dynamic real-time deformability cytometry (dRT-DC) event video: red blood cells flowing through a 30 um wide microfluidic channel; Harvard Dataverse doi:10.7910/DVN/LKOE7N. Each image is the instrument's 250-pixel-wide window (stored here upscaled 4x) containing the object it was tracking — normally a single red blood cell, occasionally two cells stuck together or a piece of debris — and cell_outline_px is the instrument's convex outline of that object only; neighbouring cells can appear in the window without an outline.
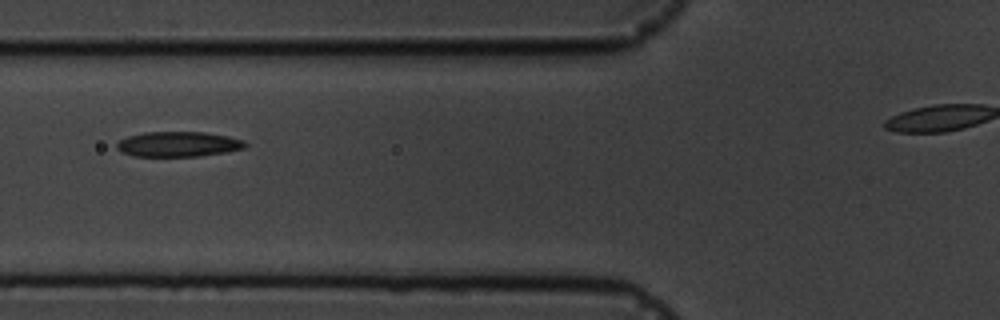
{"species": "common noctule bat (a hibernating species)", "species_latin": "Nyctalus noctula", "temperature_condition": "cold", "stored_images_in_passage": 15, "camera_frame_rate_fps": 3000, "um_per_image_px": 0.085, "animal": {"sex": "male", "body_mass_g": 19.5, "forearm_length_mm": 54.6}, "frame": {"image": 1, "passage_image": 7, "time_ms": 7.0, "image_size_px": [1000, 320], "cell_outline_px": [[248, 144], [244, 148], [224, 152], [196, 156], [132, 156], [116, 148], [116, 144], [120, 140], [128, 136], [144, 132], [204, 132], [228, 136], [244, 140]], "centroid_in_image_um": [15.15, 12.24], "position_along_channel_um": 110.6, "area_um2": 18.67}}
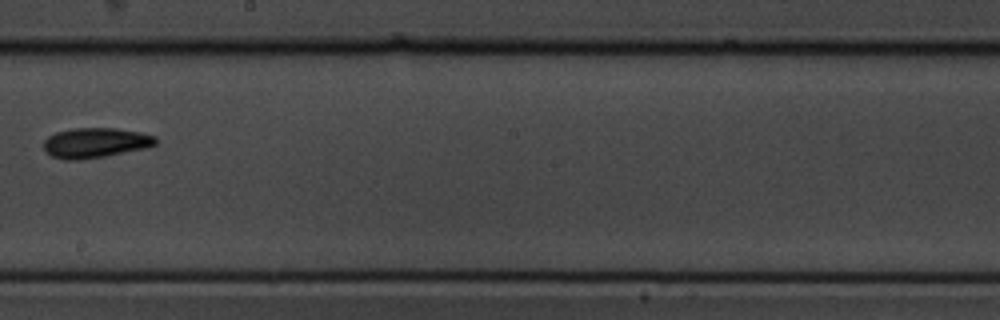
{"frame": {"image": 2, "passage_image": 10, "time_ms": 10.667, "image_size_px": [1000, 320], "cell_outline_px": [[156, 144], [148, 148], [104, 156], [80, 160], [64, 160], [52, 156], [44, 152], [44, 140], [48, 136], [56, 132], [72, 128], [116, 128], [140, 132], [156, 136]], "centroid_in_image_um": [8.1, 12.14], "position_along_channel_um": 240.1, "area_um2": 19.77}}
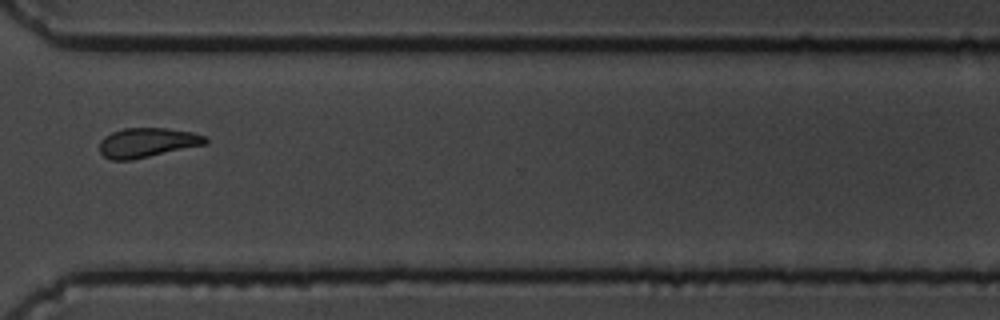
{"frame": {"image": 3, "passage_image": 13, "time_ms": 14.0, "image_size_px": [1000, 320], "cell_outline_px": [[208, 144], [132, 160], [112, 160], [104, 156], [100, 152], [100, 140], [104, 136], [112, 132], [124, 128], [164, 128], [192, 132], [208, 136]], "centroid_in_image_um": [12.55, 12.12], "position_along_channel_um": 358.1, "area_um2": 18.38}}